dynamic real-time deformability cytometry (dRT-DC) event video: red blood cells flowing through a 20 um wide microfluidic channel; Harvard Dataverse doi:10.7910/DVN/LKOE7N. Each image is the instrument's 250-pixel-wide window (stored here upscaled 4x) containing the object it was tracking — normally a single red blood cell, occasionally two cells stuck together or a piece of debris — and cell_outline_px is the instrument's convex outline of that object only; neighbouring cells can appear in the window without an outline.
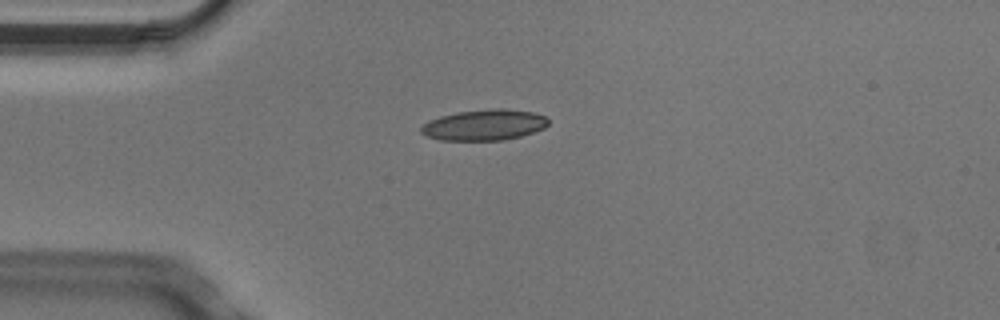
{"species": "Egyptian fruit bat (a non-hibernating species)", "species_latin": "Rousettus aegyptiacus", "temperature_condition": "cold", "stored_images_in_passage": 2, "camera_frame_rate_fps": 3000, "um_per_image_px": 0.085, "animal": {"sex": "male"}, "frame": {"image": 1, "passage_image": 1, "time_ms": 0.0, "image_size_px": [1000, 320], "cell_outline_px": [[548, 124], [544, 128], [520, 136], [504, 140], [440, 140], [428, 136], [420, 132], [420, 128], [428, 120], [440, 116], [456, 112], [492, 108], [500, 108], [532, 112], [544, 116], [548, 120]], "centroid_in_image_um": [41.13, 10.61], "position_along_channel_um": 43.9, "area_um2": 22.77}}